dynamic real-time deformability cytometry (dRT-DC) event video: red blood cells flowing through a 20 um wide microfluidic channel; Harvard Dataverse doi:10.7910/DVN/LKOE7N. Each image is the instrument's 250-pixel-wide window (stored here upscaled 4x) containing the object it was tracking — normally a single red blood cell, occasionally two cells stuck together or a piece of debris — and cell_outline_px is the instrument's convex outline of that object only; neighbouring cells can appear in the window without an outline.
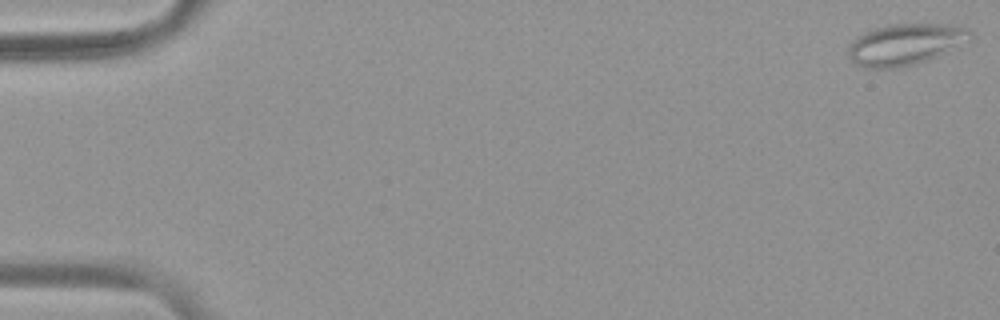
{"species": "common noctule bat (a hibernating species)", "species_latin": "Nyctalus noctula", "temperature_condition": "warm", "stored_images_in_passage": 54, "camera_frame_rate_fps": 3000, "um_per_image_px": 0.085, "animal": {"sex": "female", "body_mass_g": 19.9}, "frame": {"image": 1, "passage_image": 1, "time_ms": 0.0, "image_size_px": [1000, 320], "cell_outline_px": [[972, 40], [928, 60], [904, 68], [864, 68], [856, 64], [848, 56], [848, 48], [852, 40], [856, 36], [872, 28], [888, 24], [960, 24], [968, 28], [972, 32]], "centroid_in_image_um": [76.97, 3.76], "position_along_channel_um": 8.0, "area_um2": 30.0}}
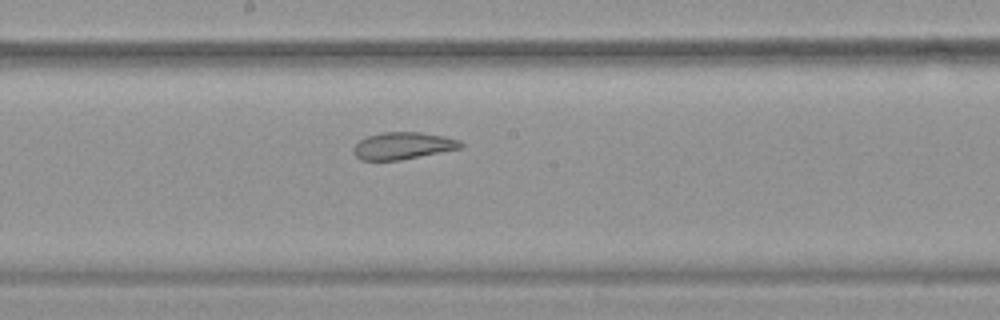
{"frame": {"image": 2, "passage_image": 30, "time_ms": 9.667, "image_size_px": [1000, 320], "cell_outline_px": [[464, 144], [460, 148], [400, 160], [360, 160], [352, 152], [352, 148], [360, 140], [368, 136], [384, 132], [420, 132], [444, 136], [460, 140]], "centroid_in_image_um": [34.23, 12.39], "position_along_channel_um": 214.0, "area_um2": 16.82}}
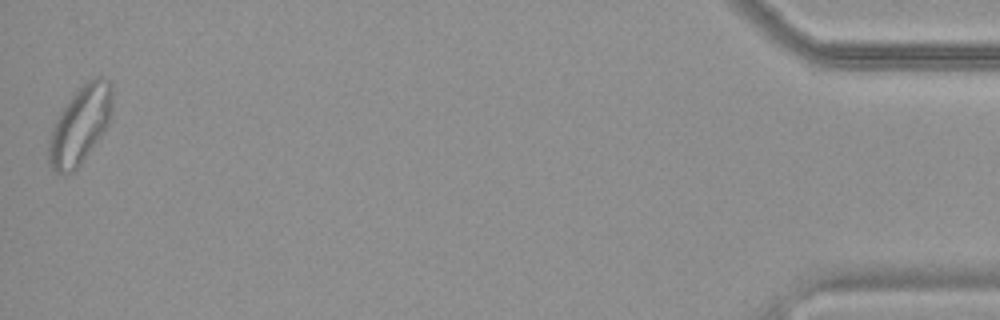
{"frame": {"image": 3, "passage_image": 54, "time_ms": 17.667, "image_size_px": [1000, 320], "cell_outline_px": [[112, 112], [108, 124], [80, 164], [72, 172], [56, 172], [48, 164], [48, 144], [52, 128], [60, 112], [68, 100], [88, 80], [96, 76], [104, 76], [112, 84]], "centroid_in_image_um": [6.82, 10.59], "position_along_channel_um": 428.4, "area_um2": 28.32}, "authors_computed_cell_mechanics": {"area_um2": 23.8136, "velocity_mm_per_s": 3.7627, "shape_relaxation_time_tau1_ms": null, "shape_relaxation_time_tau2_ms": 2.284, "deformation_change_tau1": null, "deformation_change_tau2": 0.093}}